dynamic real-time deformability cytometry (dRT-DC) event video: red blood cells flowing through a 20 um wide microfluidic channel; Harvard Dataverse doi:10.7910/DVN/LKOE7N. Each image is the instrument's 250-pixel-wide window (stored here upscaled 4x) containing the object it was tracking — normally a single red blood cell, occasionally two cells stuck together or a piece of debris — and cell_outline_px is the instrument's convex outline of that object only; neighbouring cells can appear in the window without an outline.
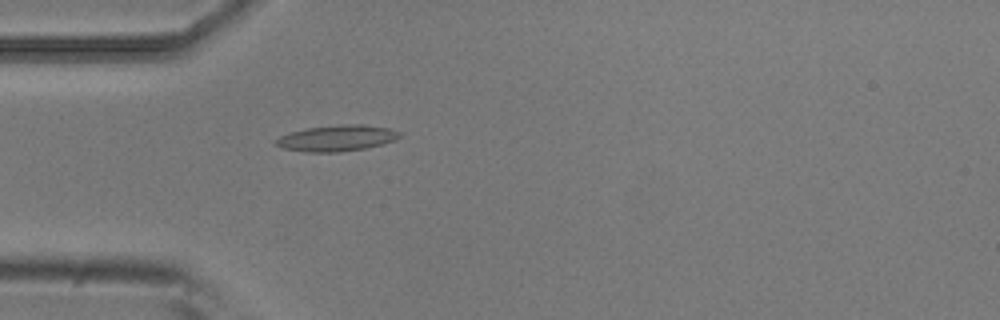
{"species": "common noctule bat (a hibernating species)", "species_latin": "Nyctalus noctula", "temperature_condition": "room temperature", "stored_images_in_passage": 4, "camera_frame_rate_fps": 3000, "um_per_image_px": 0.085, "animal": {"sex": "male", "body_mass_g": 20.5, "forearm_length_mm": 52.5}, "frame": {"image": 1, "passage_image": 4, "time_ms": 1.0, "image_size_px": [1000, 320], "cell_outline_px": [[404, 136], [396, 140], [364, 148], [340, 152], [304, 152], [284, 148], [272, 144], [272, 140], [280, 136], [292, 132], [308, 128], [348, 124], [364, 124], [388, 128], [404, 132]], "centroid_in_image_um": [28.65, 11.74], "position_along_channel_um": 56.3, "area_um2": 18.9}}